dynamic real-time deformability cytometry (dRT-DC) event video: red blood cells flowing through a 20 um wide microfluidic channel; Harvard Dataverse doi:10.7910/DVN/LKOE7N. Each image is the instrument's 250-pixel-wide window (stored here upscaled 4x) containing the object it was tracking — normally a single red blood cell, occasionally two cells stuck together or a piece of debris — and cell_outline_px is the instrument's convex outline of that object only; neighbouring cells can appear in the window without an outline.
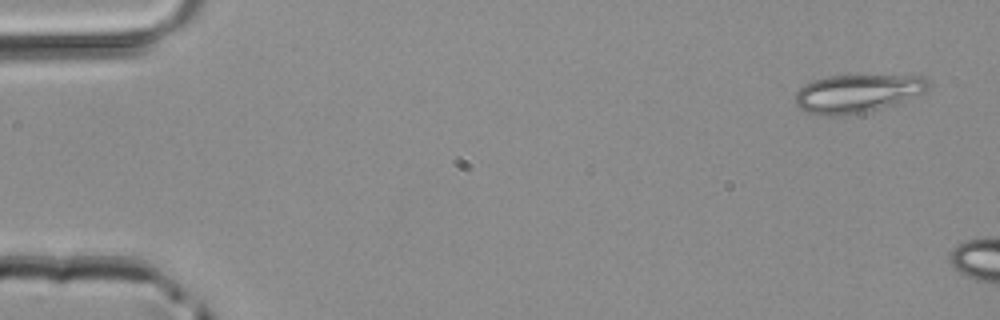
{"species": "common noctule bat (a hibernating species)", "species_latin": "Nyctalus noctula", "temperature_condition": "room temperature", "stored_images_in_passage": 3, "camera_frame_rate_fps": 3000, "um_per_image_px": 0.085, "animal": {"sex": "male", "body_mass_g": 20.4}, "frame": {"image": 1, "passage_image": 1, "time_ms": 0.0, "image_size_px": [1000, 320], "cell_outline_px": [[932, 84], [924, 92], [896, 104], [864, 112], [844, 116], [820, 116], [808, 112], [800, 108], [796, 104], [796, 92], [804, 84], [812, 80], [828, 76], [920, 76], [928, 80]], "centroid_in_image_um": [72.85, 7.95], "position_along_channel_um": 12.1, "area_um2": 29.54}}